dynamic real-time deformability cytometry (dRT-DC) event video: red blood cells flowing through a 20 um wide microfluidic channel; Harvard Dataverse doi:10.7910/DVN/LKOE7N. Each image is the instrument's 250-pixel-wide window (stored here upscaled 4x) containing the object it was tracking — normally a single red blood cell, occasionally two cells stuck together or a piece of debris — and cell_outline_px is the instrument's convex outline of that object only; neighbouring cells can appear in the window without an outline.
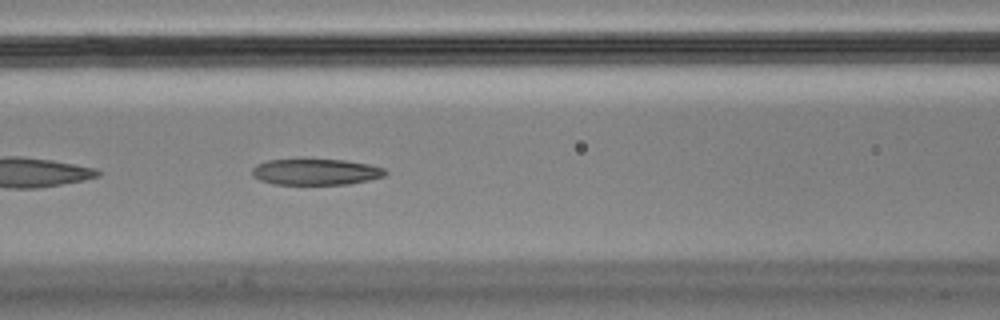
{"species": "Egyptian fruit bat (a non-hibernating species)", "species_latin": "Rousettus aegyptiacus", "temperature_condition": "cold", "stored_images_in_passage": 4, "camera_frame_rate_fps": 3000, "um_per_image_px": 0.085, "animal": {"sex": "male"}, "frame": {"image": 1, "passage_image": 4, "time_ms": 1.0, "image_size_px": [1000, 320], "cell_outline_px": [[388, 172], [384, 176], [368, 180], [348, 184], [272, 184], [260, 180], [252, 176], [252, 168], [256, 164], [268, 160], [344, 160], [368, 164], [384, 168]], "centroid_in_image_um": [26.82, 14.62], "position_along_channel_um": 139.8, "area_um2": 20.11}}